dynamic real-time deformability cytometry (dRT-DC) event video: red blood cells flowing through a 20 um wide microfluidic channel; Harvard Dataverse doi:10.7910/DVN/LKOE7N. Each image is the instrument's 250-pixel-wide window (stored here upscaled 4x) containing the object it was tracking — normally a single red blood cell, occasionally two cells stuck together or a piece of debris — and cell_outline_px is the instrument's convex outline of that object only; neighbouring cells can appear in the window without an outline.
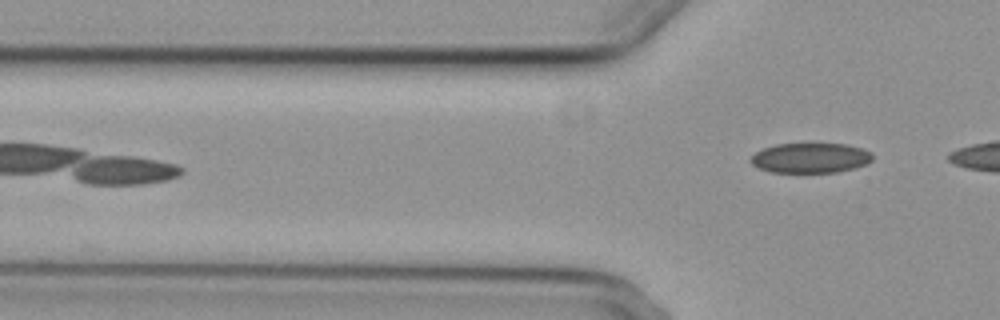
{"species": "common noctule bat (a hibernating species)", "species_latin": "Nyctalus noctula", "temperature_condition": "cold", "stored_images_in_passage": 7, "camera_frame_rate_fps": 3000, "um_per_image_px": 0.085, "animal": {"sex": "female", "body_mass_g": 29.2, "forearm_length_mm": 56.3}, "frame": {"image": 1, "passage_image": 7, "time_ms": 7.0, "image_size_px": [1000, 320], "cell_outline_px": [[872, 160], [856, 168], [836, 172], [772, 172], [760, 168], [752, 164], [748, 160], [756, 152], [764, 148], [776, 144], [844, 144], [860, 148], [872, 152]], "centroid_in_image_um": [68.88, 13.43], "position_along_channel_um": 56.9, "area_um2": 21.1}}